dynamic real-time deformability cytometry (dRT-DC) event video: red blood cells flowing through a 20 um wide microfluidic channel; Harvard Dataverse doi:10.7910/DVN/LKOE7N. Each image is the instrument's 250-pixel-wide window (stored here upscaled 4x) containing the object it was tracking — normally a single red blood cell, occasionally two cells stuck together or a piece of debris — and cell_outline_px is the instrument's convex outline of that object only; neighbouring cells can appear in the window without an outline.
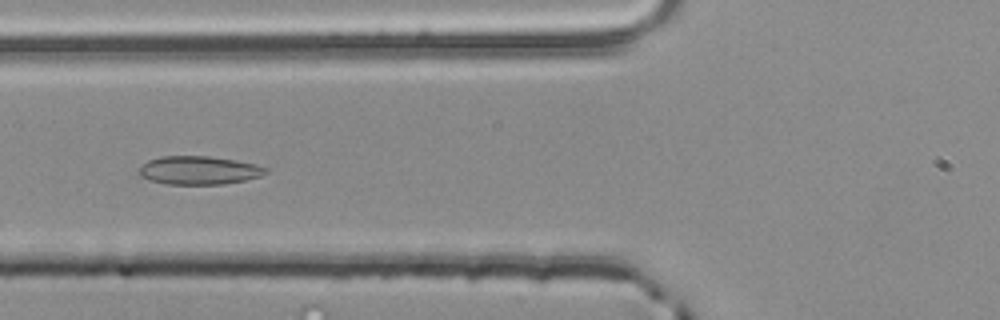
{"species": "common noctule bat (a hibernating species)", "species_latin": "Nyctalus noctula", "temperature_condition": "room temperature", "stored_images_in_passage": 54, "camera_frame_rate_fps": 3000, "um_per_image_px": 0.085, "animal": {"sex": "male", "body_mass_g": 20.4}, "frame": {"image": 1, "passage_image": 21, "time_ms": 6.667, "image_size_px": [1000, 320], "cell_outline_px": [[268, 172], [260, 176], [244, 180], [224, 184], [168, 184], [152, 180], [140, 176], [140, 168], [148, 160], [160, 156], [208, 156], [236, 160], [256, 164], [268, 168]], "centroid_in_image_um": [16.94, 14.47], "position_along_channel_um": 108.9, "area_um2": 20.81}}
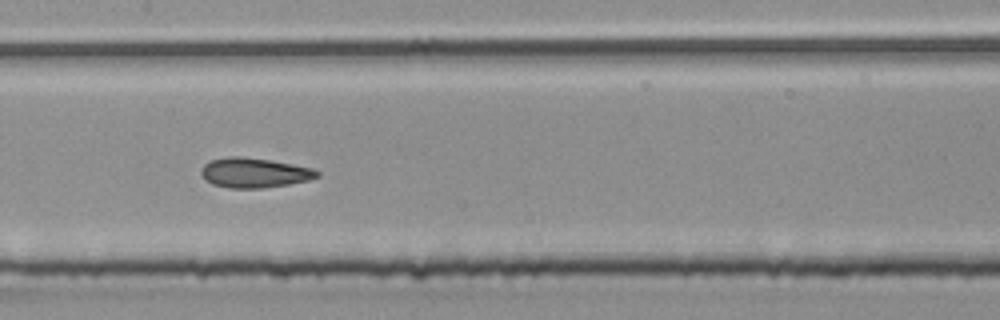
{"frame": {"image": 2, "passage_image": 27, "time_ms": 8.667, "image_size_px": [1000, 320], "cell_outline_px": [[320, 176], [308, 180], [288, 184], [260, 188], [228, 188], [212, 184], [204, 180], [200, 172], [204, 164], [208, 160], [228, 156], [240, 156], [268, 160], [292, 164], [312, 168], [320, 172]], "centroid_in_image_um": [21.57, 14.68], "position_along_channel_um": 185.8, "area_um2": 20.17}}
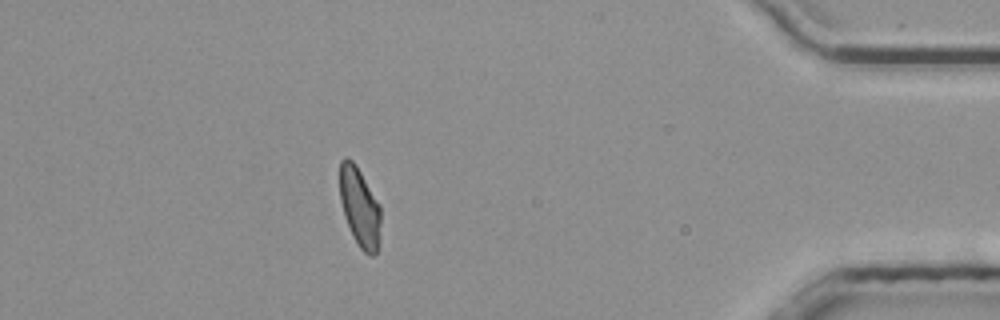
{"frame": {"image": 3, "passage_image": 48, "time_ms": 15.667, "image_size_px": [1000, 320], "cell_outline_px": [[380, 248], [372, 256], [368, 256], [360, 248], [352, 236], [344, 216], [340, 200], [340, 160], [344, 156], [348, 156], [356, 164], [380, 204]], "centroid_in_image_um": [30.58, 17.62], "position_along_channel_um": 404.6, "area_um2": 19.36}, "authors_computed_cell_mechanics": {"area_um2": 19.8543, "velocity_mm_per_s": 3.8257, "shape_relaxation_time_tau1_ms": null, "shape_relaxation_time_tau2_ms": 1.4788, "deformation_change_tau1": null, "deformation_change_tau2": 0.0809}}